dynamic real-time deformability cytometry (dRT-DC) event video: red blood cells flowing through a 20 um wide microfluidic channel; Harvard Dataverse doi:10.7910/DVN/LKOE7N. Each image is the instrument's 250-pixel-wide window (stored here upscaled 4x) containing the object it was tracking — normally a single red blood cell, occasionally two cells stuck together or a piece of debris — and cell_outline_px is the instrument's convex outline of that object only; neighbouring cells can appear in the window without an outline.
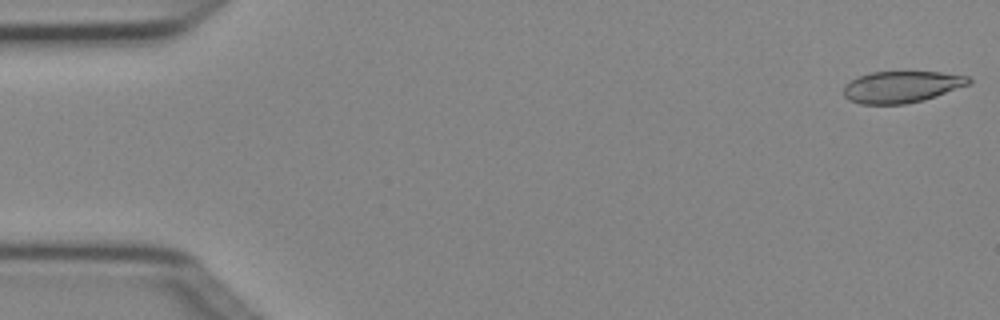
{"species": "Egyptian fruit bat (a non-hibernating species)", "species_latin": "Rousettus aegyptiacus", "temperature_condition": "cold", "stored_images_in_passage": 5, "camera_frame_rate_fps": 3000, "um_per_image_px": 0.085, "animal": {"sex": "female"}, "frame": {"image": 1, "passage_image": 1, "time_ms": 0.0, "image_size_px": [1000, 320], "cell_outline_px": [[972, 84], [924, 100], [904, 104], [860, 104], [848, 100], [844, 96], [844, 84], [860, 76], [872, 72], [940, 72], [968, 76], [972, 80]], "centroid_in_image_um": [76.66, 7.39], "position_along_channel_um": 8.3, "area_um2": 23.12}}
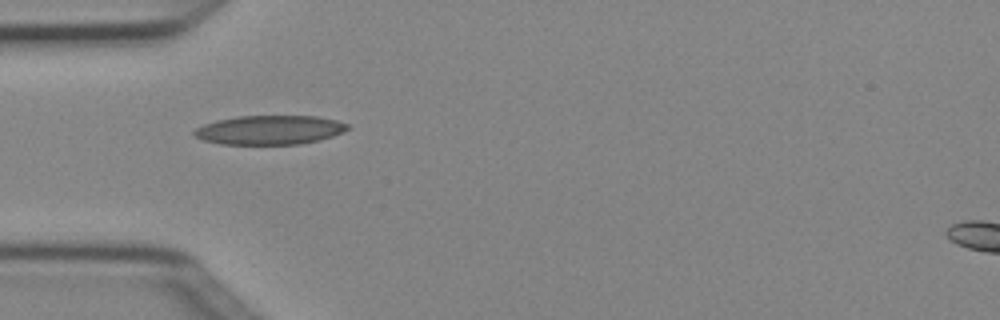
{"frame": {"image": 2, "passage_image": 5, "time_ms": 1.333, "image_size_px": [1000, 320], "cell_outline_px": [[352, 128], [344, 132], [320, 140], [300, 144], [220, 144], [204, 140], [196, 136], [192, 132], [196, 128], [204, 124], [216, 120], [236, 116], [316, 116], [336, 120], [348, 124]], "centroid_in_image_um": [22.95, 11.04], "position_along_channel_um": 62.1, "area_um2": 26.13}}